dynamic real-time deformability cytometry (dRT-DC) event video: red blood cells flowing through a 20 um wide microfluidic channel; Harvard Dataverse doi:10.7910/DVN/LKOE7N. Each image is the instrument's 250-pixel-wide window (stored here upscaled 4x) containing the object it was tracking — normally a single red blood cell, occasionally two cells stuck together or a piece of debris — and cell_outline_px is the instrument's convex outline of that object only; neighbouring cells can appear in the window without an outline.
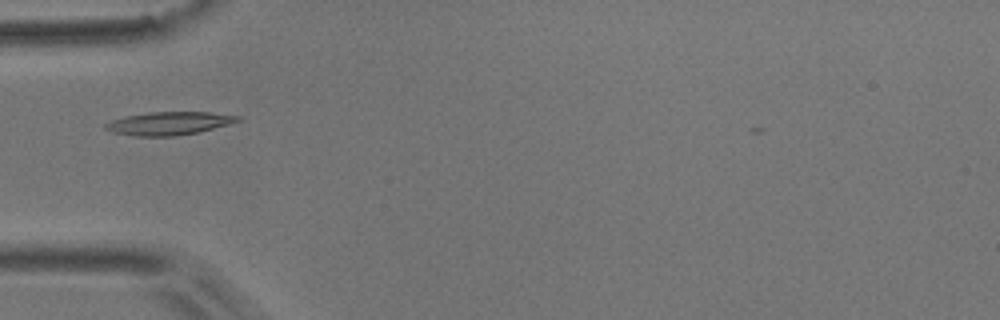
{"species": "common noctule bat (a hibernating species)", "species_latin": "Nyctalus noctula", "temperature_condition": "room temperature", "stored_images_in_passage": 36, "camera_frame_rate_fps": 3000, "um_per_image_px": 0.085, "animal": {"sex": "male", "body_mass_g": 17.9}, "frame": {"image": 1, "passage_image": 1, "time_ms": 0.0, "image_size_px": [1000, 320], "cell_outline_px": [[244, 120], [196, 132], [172, 136], [136, 136], [112, 132], [104, 128], [104, 124], [112, 120], [128, 116], [148, 112], [212, 112], [244, 116]], "centroid_in_image_um": [14.41, 10.47], "position_along_channel_um": 70.6, "area_um2": 17.74}}
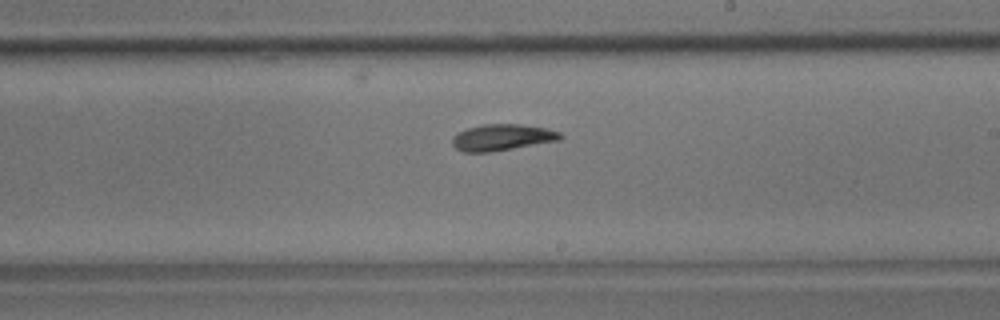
{"frame": {"image": 2, "passage_image": 15, "time_ms": 4.667, "image_size_px": [1000, 320], "cell_outline_px": [[564, 136], [560, 140], [492, 152], [464, 152], [456, 148], [452, 144], [452, 136], [468, 128], [484, 124], [520, 124], [544, 128], [560, 132]], "centroid_in_image_um": [42.69, 11.68], "position_along_channel_um": 246.3, "area_um2": 16.53}}
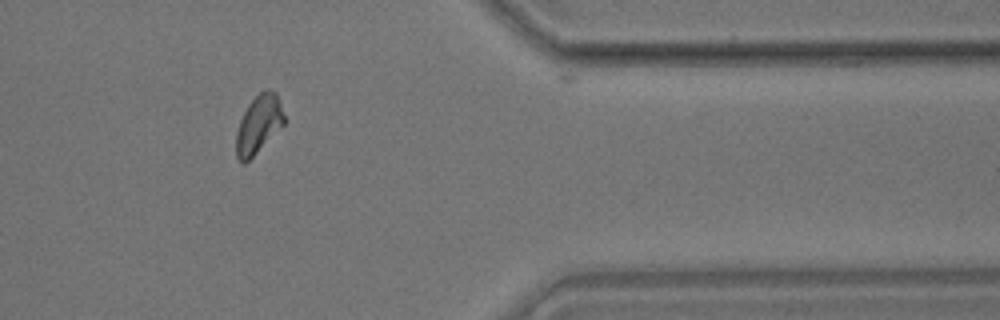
{"frame": {"image": 3, "passage_image": 28, "time_ms": 9.0, "image_size_px": [1000, 320], "cell_outline_px": [[288, 120], [244, 164], [236, 156], [236, 132], [240, 120], [248, 104], [264, 88], [268, 88], [276, 92]], "centroid_in_image_um": [22.01, 10.51], "position_along_channel_um": 389.4, "area_um2": 16.24}}